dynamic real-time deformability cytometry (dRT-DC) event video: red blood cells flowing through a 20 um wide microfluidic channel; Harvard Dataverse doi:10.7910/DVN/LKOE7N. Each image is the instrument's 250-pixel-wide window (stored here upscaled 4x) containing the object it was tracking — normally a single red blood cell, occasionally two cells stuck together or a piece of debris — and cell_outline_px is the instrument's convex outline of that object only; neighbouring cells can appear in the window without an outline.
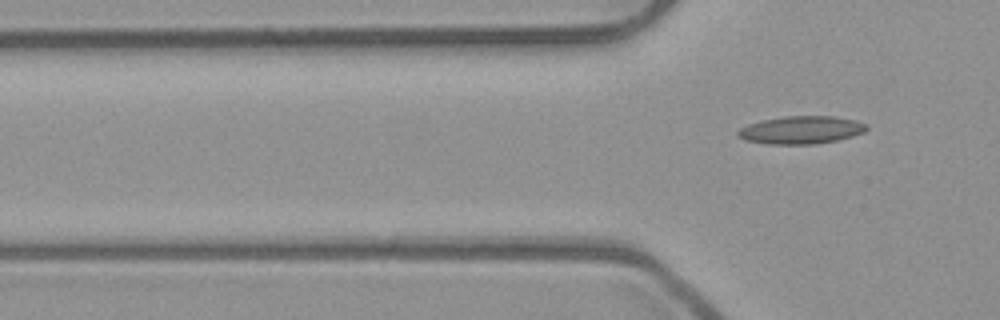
{"species": "common noctule bat (a hibernating species)", "species_latin": "Nyctalus noctula", "temperature_condition": "room temperature", "stored_images_in_passage": 4, "camera_frame_rate_fps": 3000, "um_per_image_px": 0.085, "animal": {"sex": "male", "body_mass_g": 23.1, "forearm_length_mm": 52.7}, "frame": {"image": 1, "passage_image": 4, "time_ms": 1.0, "image_size_px": [1000, 320], "cell_outline_px": [[868, 128], [864, 132], [852, 136], [836, 140], [816, 144], [768, 144], [744, 140], [736, 136], [736, 132], [740, 128], [748, 124], [764, 120], [784, 116], [836, 116], [856, 120], [868, 124]], "centroid_in_image_um": [68.1, 11.04], "position_along_channel_um": 57.7, "area_um2": 20.98}}